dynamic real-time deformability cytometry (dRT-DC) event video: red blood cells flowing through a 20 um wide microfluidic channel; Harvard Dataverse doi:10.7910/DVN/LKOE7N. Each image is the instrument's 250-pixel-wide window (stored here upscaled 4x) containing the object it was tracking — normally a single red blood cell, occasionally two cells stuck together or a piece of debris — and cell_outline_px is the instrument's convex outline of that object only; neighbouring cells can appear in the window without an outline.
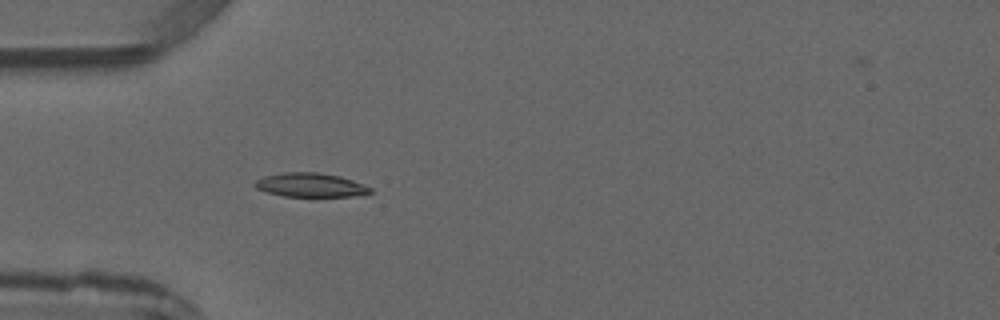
{"species": "common noctule bat (a hibernating species)", "species_latin": "Nyctalus noctula", "temperature_condition": "warm", "stored_images_in_passage": 4, "camera_frame_rate_fps": 3000, "um_per_image_px": 0.085, "animal": {"sex": "male", "forearm_length_mm": 52.5}, "frame": {"image": 1, "passage_image": 4, "time_ms": 3.333, "image_size_px": [1000, 320], "cell_outline_px": [[372, 192], [352, 196], [284, 196], [268, 192], [256, 188], [252, 184], [256, 180], [264, 176], [284, 172], [320, 172], [340, 176], [364, 184], [372, 188]], "centroid_in_image_um": [26.38, 15.71], "position_along_channel_um": 58.6, "area_um2": 16.07}}